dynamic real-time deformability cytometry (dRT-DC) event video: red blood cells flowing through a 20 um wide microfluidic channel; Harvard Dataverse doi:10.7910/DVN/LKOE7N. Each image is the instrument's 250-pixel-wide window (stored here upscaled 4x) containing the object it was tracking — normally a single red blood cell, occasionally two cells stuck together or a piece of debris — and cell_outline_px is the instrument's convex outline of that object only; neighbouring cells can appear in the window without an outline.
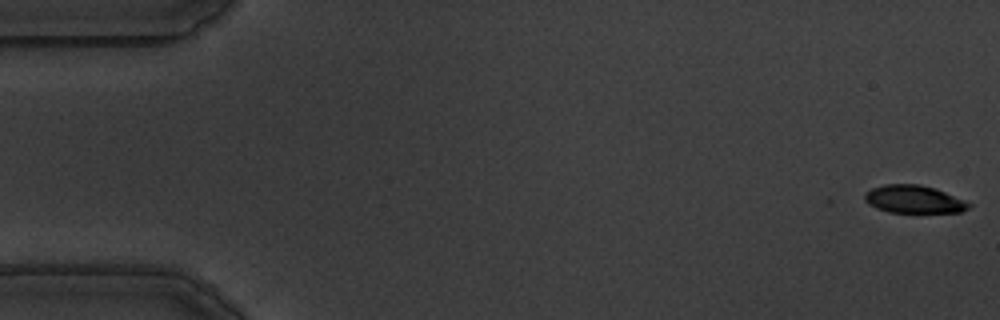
{"species": "common noctule bat (a hibernating species)", "species_latin": "Nyctalus noctula", "temperature_condition": "warm", "stored_images_in_passage": 15, "camera_frame_rate_fps": 3000, "um_per_image_px": 0.085, "animal": {"sex": "male", "body_mass_g": 19.5, "forearm_length_mm": 54.6}, "frame": {"image": 1, "passage_image": 1, "time_ms": 0.0, "image_size_px": [1000, 320], "cell_outline_px": [[972, 204], [968, 208], [960, 212], [888, 212], [876, 208], [868, 204], [864, 200], [864, 192], [872, 188], [884, 184], [920, 184], [936, 188], [964, 200]], "centroid_in_image_um": [77.64, 16.93], "position_along_channel_um": 7.4, "area_um2": 16.94}}